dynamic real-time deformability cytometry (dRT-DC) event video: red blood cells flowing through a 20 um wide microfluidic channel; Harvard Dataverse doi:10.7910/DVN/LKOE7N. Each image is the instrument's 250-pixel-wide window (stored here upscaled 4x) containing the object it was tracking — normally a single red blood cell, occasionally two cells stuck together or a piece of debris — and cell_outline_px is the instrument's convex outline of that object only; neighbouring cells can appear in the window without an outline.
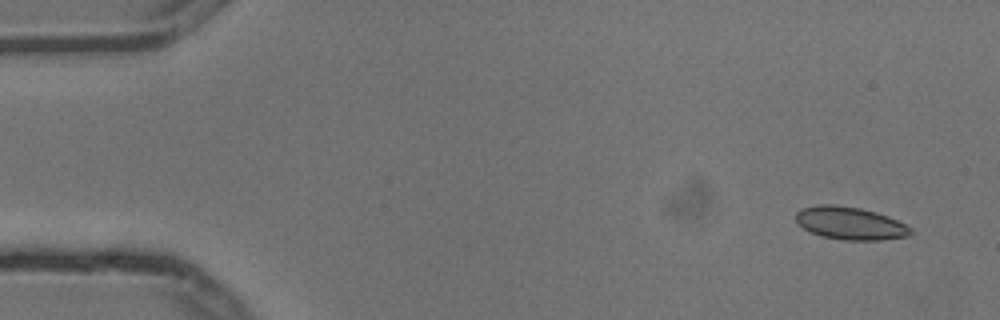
{"species": "common noctule bat (a hibernating species)", "species_latin": "Nyctalus noctula", "temperature_condition": "cold", "stored_images_in_passage": 4, "camera_frame_rate_fps": 3000, "um_per_image_px": 0.085, "animal": {"sex": "male", "body_mass_g": 13.3}, "frame": {"image": 1, "passage_image": 1, "time_ms": 0.0, "image_size_px": [1000, 320], "cell_outline_px": [[912, 232], [908, 236], [880, 240], [844, 240], [820, 236], [796, 224], [796, 212], [800, 208], [820, 204], [832, 204], [860, 208], [876, 212], [888, 216], [912, 228]], "centroid_in_image_um": [72.23, 18.97], "position_along_channel_um": 12.8, "area_um2": 21.96}}
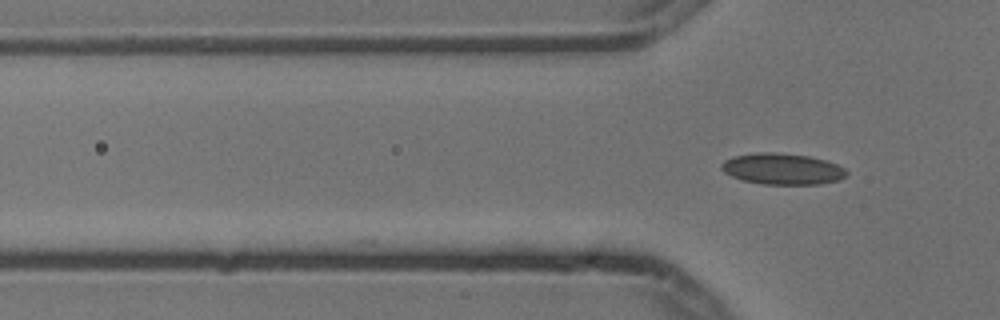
{"frame": {"image": 2, "passage_image": 4, "time_ms": 1.0, "image_size_px": [1000, 320], "cell_outline_px": [[848, 172], [840, 180], [820, 184], [760, 184], [744, 180], [732, 176], [724, 172], [720, 168], [720, 164], [724, 160], [736, 156], [760, 152], [776, 152], [808, 156], [824, 160], [836, 164], [844, 168]], "centroid_in_image_um": [66.49, 14.36], "position_along_channel_um": 59.3, "area_um2": 22.6}}